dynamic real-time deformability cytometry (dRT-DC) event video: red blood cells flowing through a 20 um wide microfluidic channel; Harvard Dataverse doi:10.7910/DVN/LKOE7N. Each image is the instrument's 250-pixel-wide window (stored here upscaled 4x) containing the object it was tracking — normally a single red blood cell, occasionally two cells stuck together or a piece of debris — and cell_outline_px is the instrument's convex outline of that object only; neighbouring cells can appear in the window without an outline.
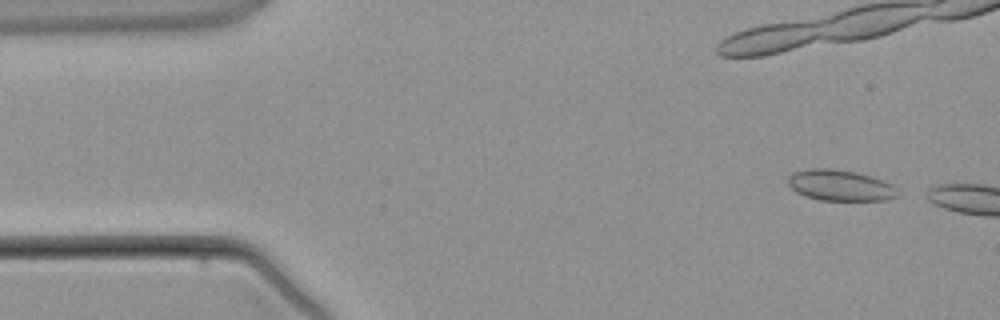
{"species": "common noctule bat (a hibernating species)", "species_latin": "Nyctalus noctula", "temperature_condition": "warm", "stored_images_in_passage": 2, "camera_frame_rate_fps": 3000, "um_per_image_px": 0.085, "animal": {"sex": "male", "body_mass_g": 21.5, "forearm_length_mm": 52.0}, "frame": {"image": 1, "passage_image": 1, "time_ms": 0.0, "image_size_px": [1000, 320], "cell_outline_px": [[896, 196], [888, 200], [820, 200], [804, 196], [796, 192], [788, 184], [788, 176], [792, 172], [808, 168], [832, 168], [856, 172], [872, 176], [884, 180], [892, 184], [896, 188]], "centroid_in_image_um": [71.39, 15.74], "position_along_channel_um": 13.6, "area_um2": 19.94}}